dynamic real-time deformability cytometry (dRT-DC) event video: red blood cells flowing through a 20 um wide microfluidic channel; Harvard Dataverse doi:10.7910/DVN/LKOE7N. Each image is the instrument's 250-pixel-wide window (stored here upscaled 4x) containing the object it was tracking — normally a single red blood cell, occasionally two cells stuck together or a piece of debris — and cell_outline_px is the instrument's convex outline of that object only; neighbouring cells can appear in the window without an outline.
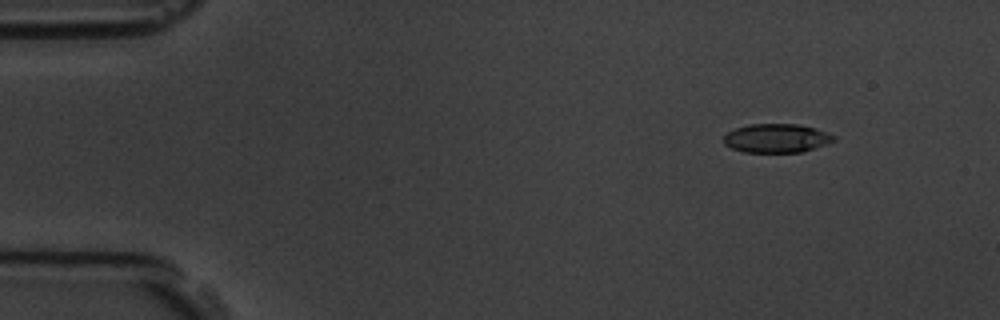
{"species": "common noctule bat (a hibernating species)", "species_latin": "Nyctalus noctula", "temperature_condition": "room temperature", "stored_images_in_passage": 4, "camera_frame_rate_fps": 3000, "um_per_image_px": 0.085, "animal": {"sex": "male", "body_mass_g": 19.5, "forearm_length_mm": 54.6}, "frame": {"image": 1, "passage_image": 2, "time_ms": 1.0, "image_size_px": [1000, 320], "cell_outline_px": [[836, 140], [800, 152], [744, 152], [732, 148], [724, 144], [724, 136], [728, 132], [736, 128], [748, 124], [796, 124], [816, 128], [836, 136]], "centroid_in_image_um": [65.99, 11.74], "position_along_channel_um": 19.0, "area_um2": 18.32}}